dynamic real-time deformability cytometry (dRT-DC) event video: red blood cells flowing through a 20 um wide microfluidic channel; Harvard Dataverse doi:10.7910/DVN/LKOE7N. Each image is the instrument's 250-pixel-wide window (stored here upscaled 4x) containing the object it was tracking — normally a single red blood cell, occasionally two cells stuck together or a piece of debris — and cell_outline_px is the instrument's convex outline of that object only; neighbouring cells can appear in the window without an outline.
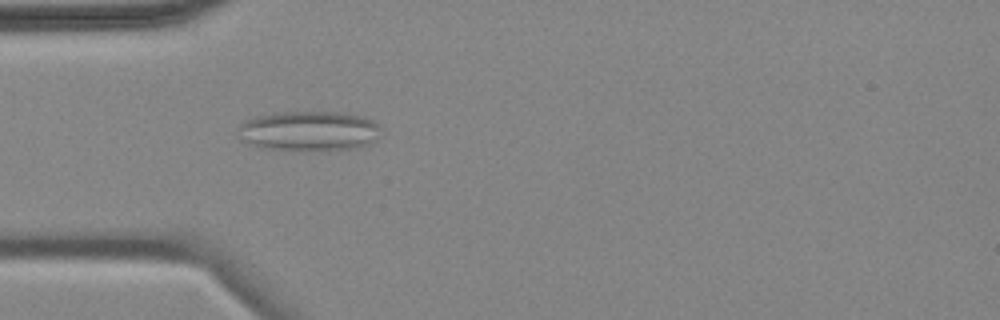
{"species": "common noctule bat (a hibernating species)", "species_latin": "Nyctalus noctula", "temperature_condition": "cold", "stored_images_in_passage": 5, "camera_frame_rate_fps": 3000, "um_per_image_px": 0.085, "animal": {"sex": "female", "body_mass_g": 18.4}, "frame": {"image": 1, "passage_image": 5, "time_ms": 4.667, "image_size_px": [1000, 320], "cell_outline_px": [[380, 128], [376, 140], [368, 144], [352, 148], [296, 152], [264, 148], [240, 140], [240, 124], [244, 120], [256, 116], [276, 112], [336, 112], [360, 116], [372, 120]], "centroid_in_image_um": [26.22, 11.15], "position_along_channel_um": 58.8, "area_um2": 33.35}}